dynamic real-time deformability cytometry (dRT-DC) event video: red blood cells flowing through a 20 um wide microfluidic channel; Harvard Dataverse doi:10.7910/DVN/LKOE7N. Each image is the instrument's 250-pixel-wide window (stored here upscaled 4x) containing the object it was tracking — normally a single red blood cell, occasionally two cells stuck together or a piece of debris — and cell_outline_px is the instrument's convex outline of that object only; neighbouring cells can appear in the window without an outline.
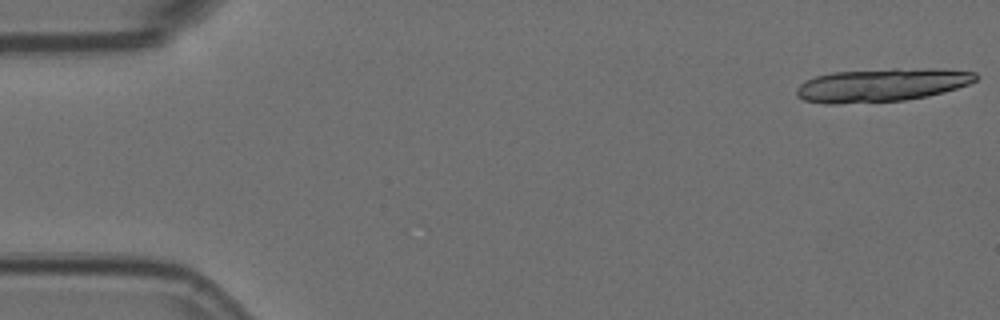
{"species": "Egyptian fruit bat (a non-hibernating species)", "species_latin": "Rousettus aegyptiacus", "temperature_condition": "room temperature", "stored_images_in_passage": 6, "camera_frame_rate_fps": 3000, "um_per_image_px": 0.085, "animal": {"sex": "female"}, "frame": {"image": 1, "passage_image": 1, "time_ms": 0.0, "image_size_px": [1000, 320], "cell_outline_px": [[980, 76], [976, 80], [968, 84], [944, 92], [928, 96], [904, 100], [836, 104], [824, 104], [804, 100], [796, 96], [796, 88], [800, 84], [816, 76], [832, 72], [892, 68], [944, 68], [976, 72]], "centroid_in_image_um": [74.97, 7.21], "position_along_channel_um": 10.0, "area_um2": 35.14}}
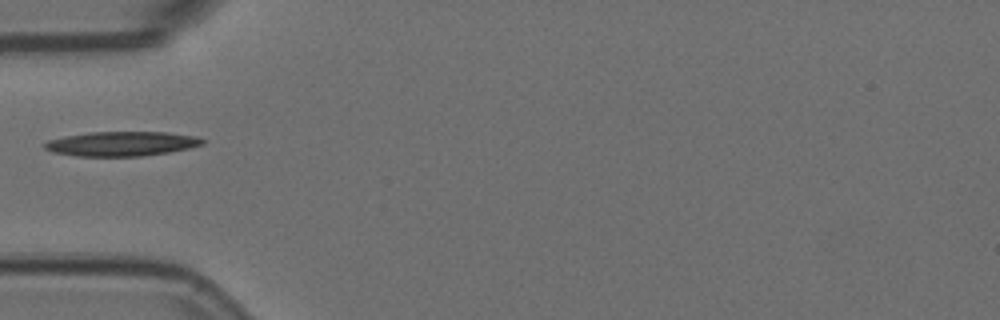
{"frame": {"image": 2, "passage_image": 5, "time_ms": 1.333, "image_size_px": [1000, 320], "cell_outline_px": [[204, 144], [188, 148], [168, 152], [140, 156], [76, 156], [52, 152], [44, 148], [44, 144], [48, 140], [64, 136], [88, 132], [168, 132], [200, 136], [204, 140]], "centroid_in_image_um": [10.34, 12.21], "position_along_channel_um": 74.7, "area_um2": 22.66}}
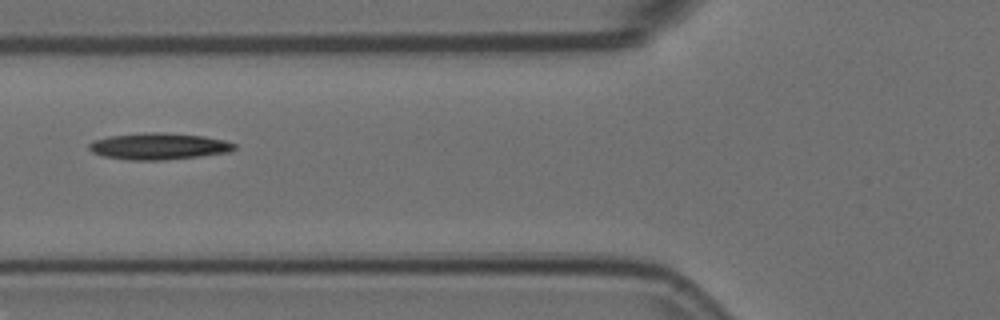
{"frame": {"image": 3, "passage_image": 6, "time_ms": 1.667, "image_size_px": [1000, 320], "cell_outline_px": [[236, 148], [232, 152], [164, 160], [128, 160], [104, 156], [92, 152], [88, 148], [88, 144], [96, 140], [108, 136], [144, 132], [164, 132], [204, 136], [224, 140], [236, 144]], "centroid_in_image_um": [13.51, 12.43], "position_along_channel_um": 112.3, "area_um2": 22.6}}